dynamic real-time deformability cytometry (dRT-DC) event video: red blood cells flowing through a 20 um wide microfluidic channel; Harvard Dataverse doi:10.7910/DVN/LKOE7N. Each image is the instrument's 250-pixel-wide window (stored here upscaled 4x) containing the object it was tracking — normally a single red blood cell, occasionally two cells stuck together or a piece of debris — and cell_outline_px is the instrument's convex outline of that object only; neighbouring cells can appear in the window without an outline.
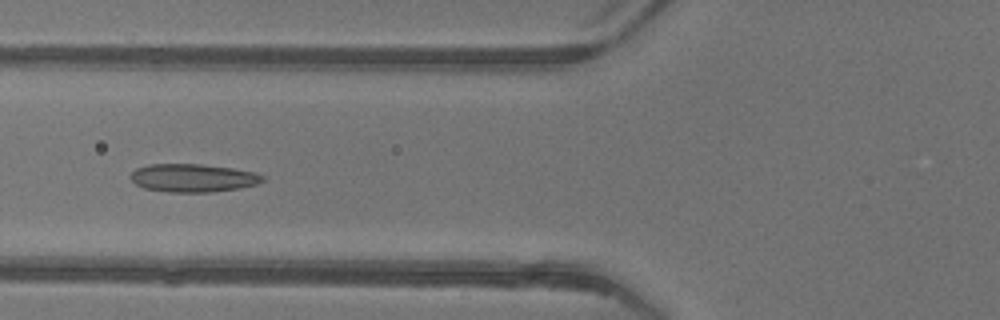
{"species": "common noctule bat (a hibernating species)", "species_latin": "Nyctalus noctula", "temperature_condition": "warm", "stored_images_in_passage": 50, "camera_frame_rate_fps": 3000, "um_per_image_px": 0.085, "animal": {"sex": "female"}, "frame": {"image": 1, "passage_image": 21, "time_ms": 6.667, "image_size_px": [1000, 320], "cell_outline_px": [[264, 180], [256, 184], [240, 188], [212, 192], [168, 192], [144, 188], [136, 184], [128, 176], [136, 168], [148, 164], [200, 164], [232, 168], [256, 172], [264, 176]], "centroid_in_image_um": [16.39, 15.12], "position_along_channel_um": 109.4, "area_um2": 21.73}}
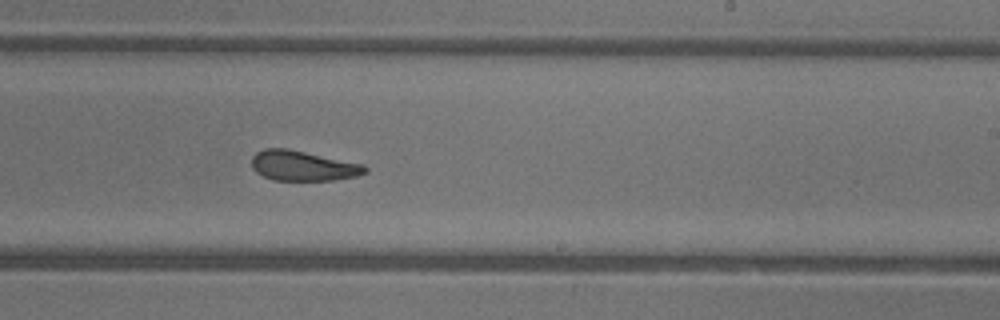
{"frame": {"image": 2, "passage_image": 32, "time_ms": 10.333, "image_size_px": [1000, 320], "cell_outline_px": [[368, 172], [356, 176], [336, 180], [272, 180], [256, 172], [252, 168], [252, 156], [256, 152], [264, 148], [288, 148], [364, 164], [368, 168]], "centroid_in_image_um": [25.76, 14.08], "position_along_channel_um": 263.2, "area_um2": 20.06}}
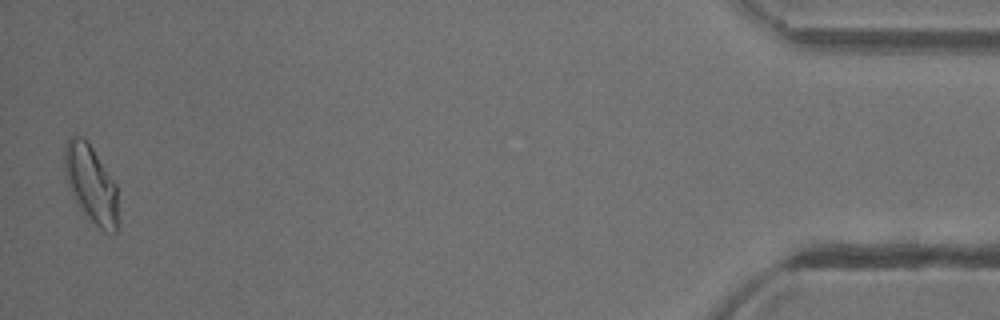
{"frame": {"image": 3, "passage_image": 50, "time_ms": 16.333, "image_size_px": [1000, 320], "cell_outline_px": [[120, 220], [116, 232], [104, 232], [84, 216], [76, 204], [72, 196], [64, 172], [64, 144], [68, 136], [84, 136], [116, 184]], "centroid_in_image_um": [7.74, 15.68], "position_along_channel_um": 427.5, "area_um2": 24.97}, "authors_computed_cell_mechanics": {"area_um2": 21.5305, "velocity_mm_per_s": 4.1949, "shape_relaxation_time_tau1_ms": 6.8806, "shape_relaxation_time_tau2_ms": 1.8446, "deformation_change_tau1": 0.2101, "deformation_change_tau2": 0.1005}}